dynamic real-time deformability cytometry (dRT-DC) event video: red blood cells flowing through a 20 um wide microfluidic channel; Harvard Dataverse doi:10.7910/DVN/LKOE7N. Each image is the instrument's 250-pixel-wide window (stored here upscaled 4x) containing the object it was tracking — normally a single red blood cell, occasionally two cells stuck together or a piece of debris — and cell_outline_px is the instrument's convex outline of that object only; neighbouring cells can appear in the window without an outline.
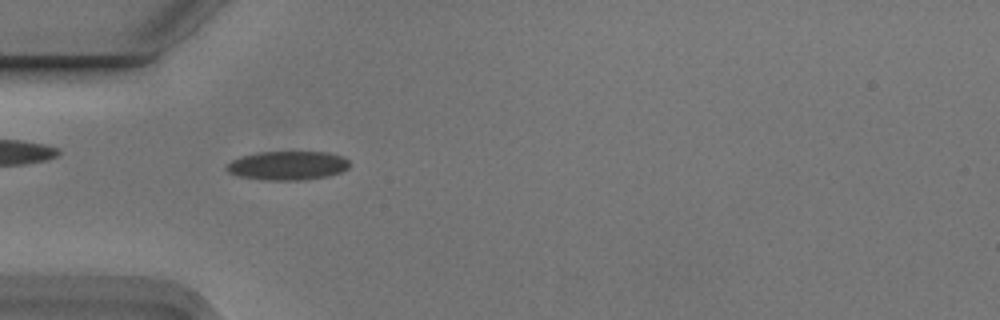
{"species": "Egyptian fruit bat (a non-hibernating species)", "species_latin": "Rousettus aegyptiacus", "temperature_condition": "cold", "stored_images_in_passage": 5, "camera_frame_rate_fps": 3000, "um_per_image_px": 0.085, "animal": {"sex": "male"}, "frame": {"image": 1, "passage_image": 4, "time_ms": 1.0, "image_size_px": [1000, 320], "cell_outline_px": [[348, 168], [340, 172], [328, 176], [304, 180], [264, 180], [240, 176], [228, 172], [224, 168], [224, 164], [240, 156], [260, 152], [328, 152], [344, 156], [348, 160]], "centroid_in_image_um": [24.42, 14.07], "position_along_channel_um": 60.6, "area_um2": 20.87}}
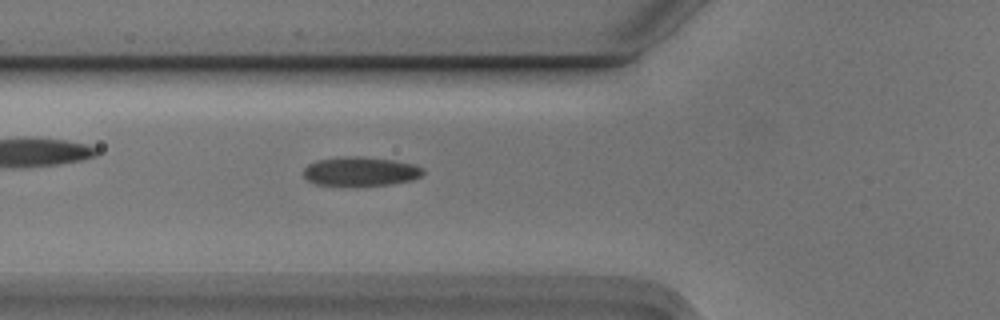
{"frame": {"image": 2, "passage_image": 5, "time_ms": 1.333, "image_size_px": [1000, 320], "cell_outline_px": [[424, 172], [420, 176], [412, 180], [392, 184], [356, 188], [316, 184], [308, 180], [304, 176], [304, 168], [308, 164], [316, 160], [344, 156], [360, 156], [392, 160], [416, 164], [424, 168]], "centroid_in_image_um": [30.64, 14.6], "position_along_channel_um": 95.2, "area_um2": 21.04}}